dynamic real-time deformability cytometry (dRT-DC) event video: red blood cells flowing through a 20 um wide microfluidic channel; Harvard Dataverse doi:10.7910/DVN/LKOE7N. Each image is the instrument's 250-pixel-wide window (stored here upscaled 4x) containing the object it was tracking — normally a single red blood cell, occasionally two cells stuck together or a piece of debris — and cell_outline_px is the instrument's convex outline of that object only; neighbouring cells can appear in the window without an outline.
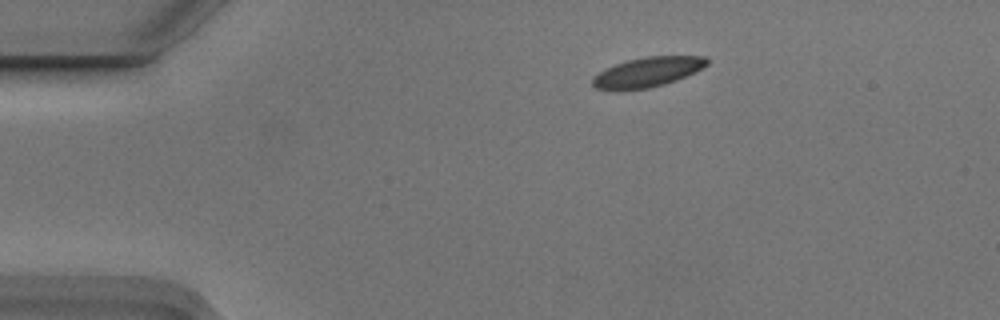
{"species": "Egyptian fruit bat (a non-hibernating species)", "species_latin": "Rousettus aegyptiacus", "temperature_condition": "cold", "stored_images_in_passage": 6, "camera_frame_rate_fps": 3000, "um_per_image_px": 0.085, "animal": {"sex": "male"}, "frame": {"image": 1, "passage_image": 1, "time_ms": 0.0, "image_size_px": [1000, 320], "cell_outline_px": [[708, 64], [696, 72], [676, 80], [664, 84], [648, 88], [596, 88], [592, 84], [592, 80], [604, 68], [628, 60], [644, 56], [704, 56], [708, 60]], "centroid_in_image_um": [55.11, 6.09], "position_along_channel_um": 29.9, "area_um2": 19.31}}
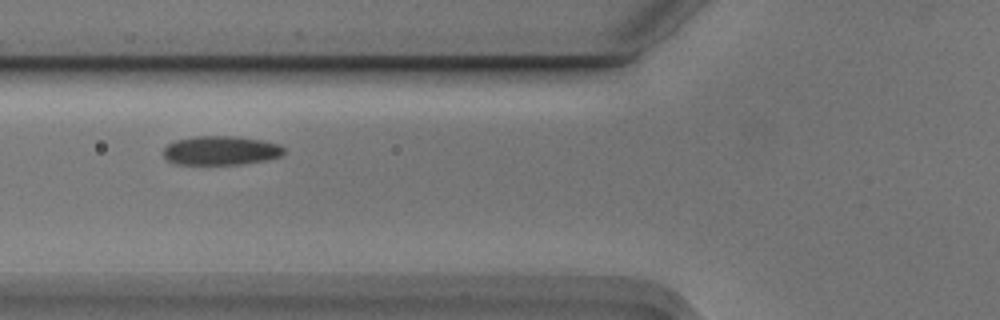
{"frame": {"image": 2, "passage_image": 4, "time_ms": 1.0, "image_size_px": [1000, 320], "cell_outline_px": [[284, 152], [280, 156], [268, 160], [240, 164], [176, 164], [168, 160], [164, 156], [164, 148], [168, 144], [176, 140], [196, 136], [232, 136], [260, 140], [280, 144], [284, 148]], "centroid_in_image_um": [18.78, 12.79], "position_along_channel_um": 107.0, "area_um2": 20.29}}
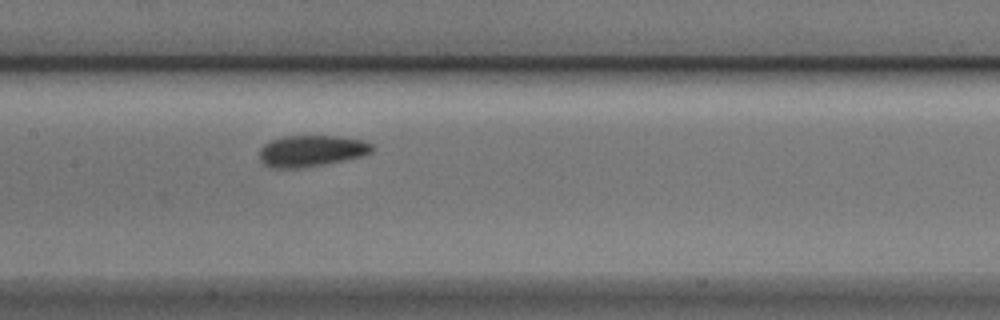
{"frame": {"image": 3, "passage_image": 6, "time_ms": 1.667, "image_size_px": [1000, 320], "cell_outline_px": [[372, 152], [364, 156], [304, 168], [272, 168], [264, 164], [260, 160], [260, 148], [264, 144], [272, 140], [284, 136], [336, 136], [360, 140], [372, 144]], "centroid_in_image_um": [26.45, 12.84], "position_along_channel_um": 181.0, "area_um2": 20.52}}